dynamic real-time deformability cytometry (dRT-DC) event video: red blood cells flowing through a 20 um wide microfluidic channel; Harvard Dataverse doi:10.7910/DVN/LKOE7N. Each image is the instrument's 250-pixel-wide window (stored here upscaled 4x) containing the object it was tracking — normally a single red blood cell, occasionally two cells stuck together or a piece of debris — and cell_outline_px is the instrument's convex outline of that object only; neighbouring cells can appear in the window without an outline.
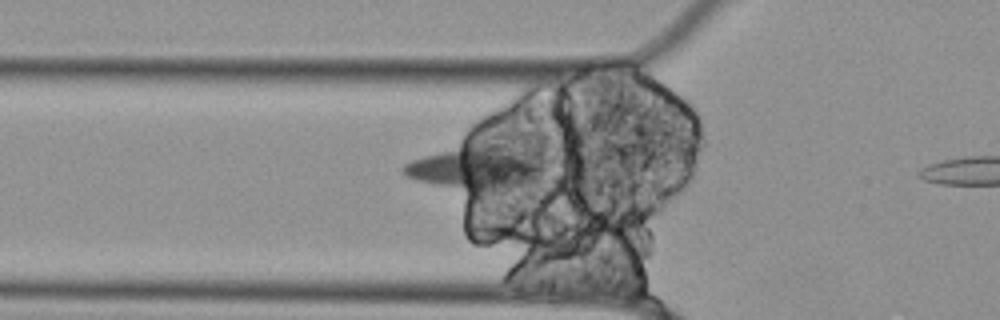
{"species": "Egyptian fruit bat (a non-hibernating species)", "species_latin": "Rousettus aegyptiacus", "temperature_condition": "cold", "stored_images_in_passage": 5, "camera_frame_rate_fps": 3000, "um_per_image_px": 0.085, "animal": {"sex": "female"}, "frame": {"image": 1, "passage_image": 3, "time_ms": 0.667, "image_size_px": [1000, 320], "cell_outline_px": [[544, 168], [540, 180], [512, 184], [480, 188], [464, 188], [436, 184], [416, 180], [408, 176], [400, 168], [404, 164], [412, 160], [464, 136], [488, 132]], "centroid_in_image_um": [40.29, 13.96], "position_along_channel_um": 85.5, "area_um2": 37.05}}